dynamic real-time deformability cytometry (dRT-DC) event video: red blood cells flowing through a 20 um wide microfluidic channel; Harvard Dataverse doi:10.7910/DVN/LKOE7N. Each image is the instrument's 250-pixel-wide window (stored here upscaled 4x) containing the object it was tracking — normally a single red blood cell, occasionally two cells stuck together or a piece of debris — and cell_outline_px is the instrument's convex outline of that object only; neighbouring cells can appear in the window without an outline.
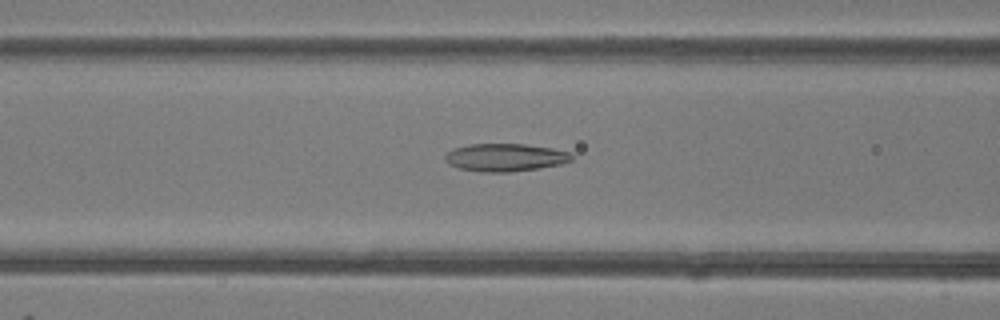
{"species": "common noctule bat (a hibernating species)", "species_latin": "Nyctalus noctula", "temperature_condition": "room temperature", "stored_images_in_passage": 44, "camera_frame_rate_fps": 3000, "um_per_image_px": 0.085, "animal": {"sex": "female"}, "frame": {"image": 1, "passage_image": 15, "time_ms": 4.667, "image_size_px": [1000, 320], "cell_outline_px": [[572, 160], [560, 164], [540, 168], [508, 172], [480, 172], [460, 168], [448, 164], [444, 160], [444, 156], [452, 148], [472, 144], [524, 144], [552, 148], [572, 152]], "centroid_in_image_um": [42.94, 13.38], "position_along_channel_um": 123.7, "area_um2": 20.58}}
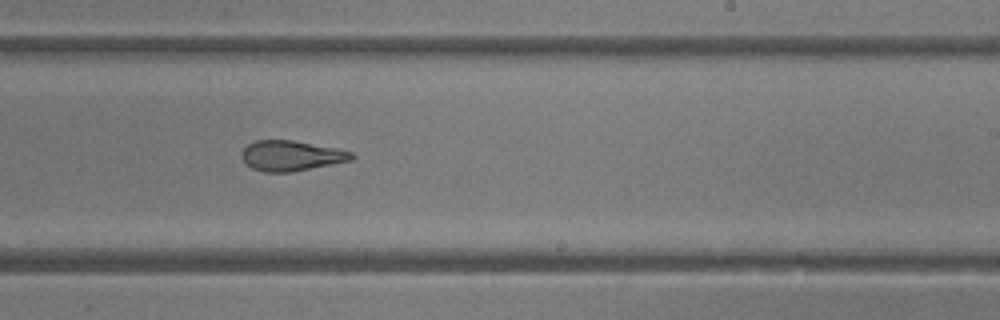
{"frame": {"image": 2, "passage_image": 25, "time_ms": 8.0, "image_size_px": [1000, 320], "cell_outline_px": [[356, 156], [352, 160], [292, 172], [264, 172], [252, 168], [240, 156], [244, 148], [248, 144], [256, 140], [292, 140], [336, 148], [352, 152]], "centroid_in_image_um": [24.76, 13.23], "position_along_channel_um": 264.2, "area_um2": 19.31}}
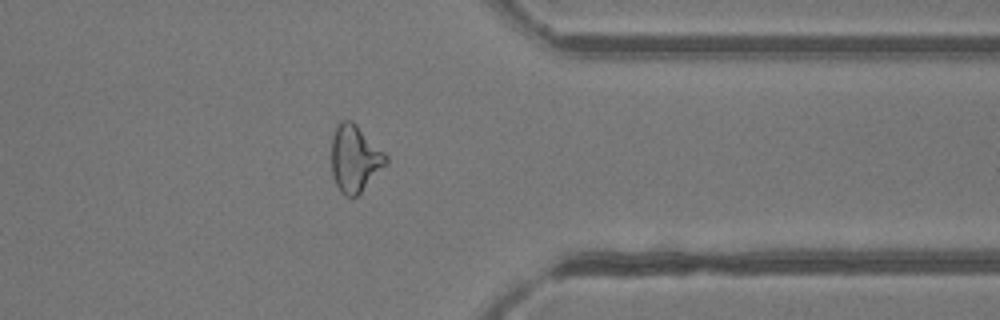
{"frame": {"image": 3, "passage_image": 34, "time_ms": 11.0, "image_size_px": [1000, 320], "cell_outline_px": [[388, 164], [352, 200], [344, 196], [340, 192], [332, 176], [332, 136], [336, 124], [340, 120], [352, 120], [388, 156]], "centroid_in_image_um": [30.15, 13.49], "position_along_channel_um": 381.2, "area_um2": 21.44}, "authors_computed_cell_mechanics": {"area_um2": 21.3571, "velocity_mm_per_s": 4.2209, "shape_relaxation_time_tau1_ms": null, "shape_relaxation_time_tau2_ms": 2.6036, "deformation_change_tau1": null, "deformation_change_tau2": 0.1181}}